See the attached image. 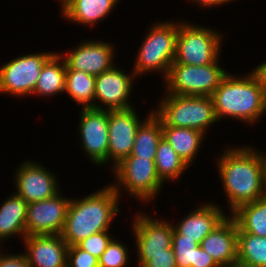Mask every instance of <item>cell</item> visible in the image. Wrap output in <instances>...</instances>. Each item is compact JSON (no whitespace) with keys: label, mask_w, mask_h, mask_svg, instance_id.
<instances>
[{"label":"cell","mask_w":266,"mask_h":267,"mask_svg":"<svg viewBox=\"0 0 266 267\" xmlns=\"http://www.w3.org/2000/svg\"><path fill=\"white\" fill-rule=\"evenodd\" d=\"M237 259L257 267H266V237L243 232L238 227Z\"/></svg>","instance_id":"cell-28"},{"label":"cell","mask_w":266,"mask_h":267,"mask_svg":"<svg viewBox=\"0 0 266 267\" xmlns=\"http://www.w3.org/2000/svg\"><path fill=\"white\" fill-rule=\"evenodd\" d=\"M120 200L110 182L83 198L71 197L61 237L71 246L90 235L111 229L115 217L120 215Z\"/></svg>","instance_id":"cell-2"},{"label":"cell","mask_w":266,"mask_h":267,"mask_svg":"<svg viewBox=\"0 0 266 267\" xmlns=\"http://www.w3.org/2000/svg\"><path fill=\"white\" fill-rule=\"evenodd\" d=\"M218 122L230 118L252 126L266 114V104L252 71L242 76L227 73L211 95Z\"/></svg>","instance_id":"cell-3"},{"label":"cell","mask_w":266,"mask_h":267,"mask_svg":"<svg viewBox=\"0 0 266 267\" xmlns=\"http://www.w3.org/2000/svg\"><path fill=\"white\" fill-rule=\"evenodd\" d=\"M60 5V12L69 4L71 0H55Z\"/></svg>","instance_id":"cell-39"},{"label":"cell","mask_w":266,"mask_h":267,"mask_svg":"<svg viewBox=\"0 0 266 267\" xmlns=\"http://www.w3.org/2000/svg\"><path fill=\"white\" fill-rule=\"evenodd\" d=\"M220 58L221 56L214 63L204 66L172 63L167 77L162 80L164 93L211 96L228 73L225 68L221 67Z\"/></svg>","instance_id":"cell-8"},{"label":"cell","mask_w":266,"mask_h":267,"mask_svg":"<svg viewBox=\"0 0 266 267\" xmlns=\"http://www.w3.org/2000/svg\"><path fill=\"white\" fill-rule=\"evenodd\" d=\"M121 0H71L60 16L67 22L80 26L96 27L112 14ZM95 25V26H93Z\"/></svg>","instance_id":"cell-20"},{"label":"cell","mask_w":266,"mask_h":267,"mask_svg":"<svg viewBox=\"0 0 266 267\" xmlns=\"http://www.w3.org/2000/svg\"><path fill=\"white\" fill-rule=\"evenodd\" d=\"M71 198L60 191L46 200L27 204L26 236L61 234Z\"/></svg>","instance_id":"cell-16"},{"label":"cell","mask_w":266,"mask_h":267,"mask_svg":"<svg viewBox=\"0 0 266 267\" xmlns=\"http://www.w3.org/2000/svg\"><path fill=\"white\" fill-rule=\"evenodd\" d=\"M139 212L131 220L137 254H167L172 248L173 224L166 218Z\"/></svg>","instance_id":"cell-14"},{"label":"cell","mask_w":266,"mask_h":267,"mask_svg":"<svg viewBox=\"0 0 266 267\" xmlns=\"http://www.w3.org/2000/svg\"><path fill=\"white\" fill-rule=\"evenodd\" d=\"M228 215L220 204H214L211 200L193 208L188 215L180 221L174 222V229L185 238L195 240L199 245L202 240L211 233Z\"/></svg>","instance_id":"cell-18"},{"label":"cell","mask_w":266,"mask_h":267,"mask_svg":"<svg viewBox=\"0 0 266 267\" xmlns=\"http://www.w3.org/2000/svg\"><path fill=\"white\" fill-rule=\"evenodd\" d=\"M182 20L179 22L173 63L199 66L214 63L222 54L223 33L207 25H194Z\"/></svg>","instance_id":"cell-7"},{"label":"cell","mask_w":266,"mask_h":267,"mask_svg":"<svg viewBox=\"0 0 266 267\" xmlns=\"http://www.w3.org/2000/svg\"><path fill=\"white\" fill-rule=\"evenodd\" d=\"M153 112L162 126L197 129L204 134L219 123L211 96H185L164 93Z\"/></svg>","instance_id":"cell-5"},{"label":"cell","mask_w":266,"mask_h":267,"mask_svg":"<svg viewBox=\"0 0 266 267\" xmlns=\"http://www.w3.org/2000/svg\"><path fill=\"white\" fill-rule=\"evenodd\" d=\"M53 53H25L5 62L0 67V94L18 98L32 96L42 67Z\"/></svg>","instance_id":"cell-9"},{"label":"cell","mask_w":266,"mask_h":267,"mask_svg":"<svg viewBox=\"0 0 266 267\" xmlns=\"http://www.w3.org/2000/svg\"><path fill=\"white\" fill-rule=\"evenodd\" d=\"M67 64L64 57L55 51L44 63L42 72L32 94L33 96L54 97L64 93Z\"/></svg>","instance_id":"cell-22"},{"label":"cell","mask_w":266,"mask_h":267,"mask_svg":"<svg viewBox=\"0 0 266 267\" xmlns=\"http://www.w3.org/2000/svg\"><path fill=\"white\" fill-rule=\"evenodd\" d=\"M162 132L163 138L172 149L188 166H191L200 152L199 149H201L206 134L197 129L171 126H162Z\"/></svg>","instance_id":"cell-23"},{"label":"cell","mask_w":266,"mask_h":267,"mask_svg":"<svg viewBox=\"0 0 266 267\" xmlns=\"http://www.w3.org/2000/svg\"><path fill=\"white\" fill-rule=\"evenodd\" d=\"M113 238L98 259L99 267H127L130 263V250L124 241Z\"/></svg>","instance_id":"cell-30"},{"label":"cell","mask_w":266,"mask_h":267,"mask_svg":"<svg viewBox=\"0 0 266 267\" xmlns=\"http://www.w3.org/2000/svg\"><path fill=\"white\" fill-rule=\"evenodd\" d=\"M73 49V50H72ZM115 46L107 41L83 39L75 47L66 52L59 53L64 57L67 69L84 71L92 76H97L111 69L115 62Z\"/></svg>","instance_id":"cell-15"},{"label":"cell","mask_w":266,"mask_h":267,"mask_svg":"<svg viewBox=\"0 0 266 267\" xmlns=\"http://www.w3.org/2000/svg\"><path fill=\"white\" fill-rule=\"evenodd\" d=\"M137 267H177L173 248L167 254H137Z\"/></svg>","instance_id":"cell-32"},{"label":"cell","mask_w":266,"mask_h":267,"mask_svg":"<svg viewBox=\"0 0 266 267\" xmlns=\"http://www.w3.org/2000/svg\"><path fill=\"white\" fill-rule=\"evenodd\" d=\"M155 166L159 179L165 185L166 181L180 180L184 172L190 168L162 137L157 146Z\"/></svg>","instance_id":"cell-26"},{"label":"cell","mask_w":266,"mask_h":267,"mask_svg":"<svg viewBox=\"0 0 266 267\" xmlns=\"http://www.w3.org/2000/svg\"><path fill=\"white\" fill-rule=\"evenodd\" d=\"M231 216L243 232L266 237V196L240 206Z\"/></svg>","instance_id":"cell-27"},{"label":"cell","mask_w":266,"mask_h":267,"mask_svg":"<svg viewBox=\"0 0 266 267\" xmlns=\"http://www.w3.org/2000/svg\"><path fill=\"white\" fill-rule=\"evenodd\" d=\"M112 173L115 182L110 184L120 198L127 192L128 196L131 195L130 197L136 201L149 205L150 201L153 202L155 198L160 197L159 192L164 187L158 177L154 160L128 156L112 170ZM123 189L125 193H122Z\"/></svg>","instance_id":"cell-6"},{"label":"cell","mask_w":266,"mask_h":267,"mask_svg":"<svg viewBox=\"0 0 266 267\" xmlns=\"http://www.w3.org/2000/svg\"><path fill=\"white\" fill-rule=\"evenodd\" d=\"M162 137L161 119L152 112L140 124L130 156L154 160L157 153L158 143Z\"/></svg>","instance_id":"cell-24"},{"label":"cell","mask_w":266,"mask_h":267,"mask_svg":"<svg viewBox=\"0 0 266 267\" xmlns=\"http://www.w3.org/2000/svg\"><path fill=\"white\" fill-rule=\"evenodd\" d=\"M134 107L128 109L108 110V163L110 172L125 158L130 156L135 136L140 124L153 112L146 113L141 119Z\"/></svg>","instance_id":"cell-12"},{"label":"cell","mask_w":266,"mask_h":267,"mask_svg":"<svg viewBox=\"0 0 266 267\" xmlns=\"http://www.w3.org/2000/svg\"><path fill=\"white\" fill-rule=\"evenodd\" d=\"M5 251H0V267H30L24 252L8 254Z\"/></svg>","instance_id":"cell-34"},{"label":"cell","mask_w":266,"mask_h":267,"mask_svg":"<svg viewBox=\"0 0 266 267\" xmlns=\"http://www.w3.org/2000/svg\"><path fill=\"white\" fill-rule=\"evenodd\" d=\"M27 202L14 192L5 198L0 205V244L10 238L26 236Z\"/></svg>","instance_id":"cell-21"},{"label":"cell","mask_w":266,"mask_h":267,"mask_svg":"<svg viewBox=\"0 0 266 267\" xmlns=\"http://www.w3.org/2000/svg\"><path fill=\"white\" fill-rule=\"evenodd\" d=\"M109 232L110 230H107L90 235L86 239L80 241L77 246L99 259L107 249L110 241L114 238L113 234Z\"/></svg>","instance_id":"cell-31"},{"label":"cell","mask_w":266,"mask_h":267,"mask_svg":"<svg viewBox=\"0 0 266 267\" xmlns=\"http://www.w3.org/2000/svg\"><path fill=\"white\" fill-rule=\"evenodd\" d=\"M194 267H220L217 262L199 245L196 247Z\"/></svg>","instance_id":"cell-35"},{"label":"cell","mask_w":266,"mask_h":267,"mask_svg":"<svg viewBox=\"0 0 266 267\" xmlns=\"http://www.w3.org/2000/svg\"><path fill=\"white\" fill-rule=\"evenodd\" d=\"M250 146H228L215 160L222 190L228 199V215L266 196V154Z\"/></svg>","instance_id":"cell-1"},{"label":"cell","mask_w":266,"mask_h":267,"mask_svg":"<svg viewBox=\"0 0 266 267\" xmlns=\"http://www.w3.org/2000/svg\"><path fill=\"white\" fill-rule=\"evenodd\" d=\"M79 144L94 166L108 164V110L81 108L79 111Z\"/></svg>","instance_id":"cell-10"},{"label":"cell","mask_w":266,"mask_h":267,"mask_svg":"<svg viewBox=\"0 0 266 267\" xmlns=\"http://www.w3.org/2000/svg\"><path fill=\"white\" fill-rule=\"evenodd\" d=\"M80 108H94L95 76L84 71L66 70L64 93Z\"/></svg>","instance_id":"cell-25"},{"label":"cell","mask_w":266,"mask_h":267,"mask_svg":"<svg viewBox=\"0 0 266 267\" xmlns=\"http://www.w3.org/2000/svg\"><path fill=\"white\" fill-rule=\"evenodd\" d=\"M199 244L195 240L185 238L175 229L172 235V248L175 253L177 267H194L196 247Z\"/></svg>","instance_id":"cell-29"},{"label":"cell","mask_w":266,"mask_h":267,"mask_svg":"<svg viewBox=\"0 0 266 267\" xmlns=\"http://www.w3.org/2000/svg\"><path fill=\"white\" fill-rule=\"evenodd\" d=\"M227 267H257L255 265H250L247 263H244L238 259H236L233 263H231L229 266Z\"/></svg>","instance_id":"cell-38"},{"label":"cell","mask_w":266,"mask_h":267,"mask_svg":"<svg viewBox=\"0 0 266 267\" xmlns=\"http://www.w3.org/2000/svg\"><path fill=\"white\" fill-rule=\"evenodd\" d=\"M234 0H190V2L193 4H196L198 7L200 8H215L218 6H223L226 5L228 3H232ZM237 0H235L234 2H236ZM189 2V0H188ZM195 2V3H194Z\"/></svg>","instance_id":"cell-37"},{"label":"cell","mask_w":266,"mask_h":267,"mask_svg":"<svg viewBox=\"0 0 266 267\" xmlns=\"http://www.w3.org/2000/svg\"><path fill=\"white\" fill-rule=\"evenodd\" d=\"M66 267H99V262L97 257L77 245H71L67 250Z\"/></svg>","instance_id":"cell-33"},{"label":"cell","mask_w":266,"mask_h":267,"mask_svg":"<svg viewBox=\"0 0 266 267\" xmlns=\"http://www.w3.org/2000/svg\"><path fill=\"white\" fill-rule=\"evenodd\" d=\"M171 20L155 21L147 29L132 65V71L139 80L148 73L159 72L163 80L167 77L176 54L180 19L176 22Z\"/></svg>","instance_id":"cell-4"},{"label":"cell","mask_w":266,"mask_h":267,"mask_svg":"<svg viewBox=\"0 0 266 267\" xmlns=\"http://www.w3.org/2000/svg\"><path fill=\"white\" fill-rule=\"evenodd\" d=\"M22 243L30 267H66L68 245L60 234L25 236Z\"/></svg>","instance_id":"cell-17"},{"label":"cell","mask_w":266,"mask_h":267,"mask_svg":"<svg viewBox=\"0 0 266 267\" xmlns=\"http://www.w3.org/2000/svg\"><path fill=\"white\" fill-rule=\"evenodd\" d=\"M126 72L125 69L114 65L95 77V109L118 110L134 107L130 98L136 82L133 79L138 77L131 70Z\"/></svg>","instance_id":"cell-13"},{"label":"cell","mask_w":266,"mask_h":267,"mask_svg":"<svg viewBox=\"0 0 266 267\" xmlns=\"http://www.w3.org/2000/svg\"><path fill=\"white\" fill-rule=\"evenodd\" d=\"M251 71L254 73L260 83L263 98L266 104V61H262L261 64L256 65V67Z\"/></svg>","instance_id":"cell-36"},{"label":"cell","mask_w":266,"mask_h":267,"mask_svg":"<svg viewBox=\"0 0 266 267\" xmlns=\"http://www.w3.org/2000/svg\"><path fill=\"white\" fill-rule=\"evenodd\" d=\"M237 238L238 225L228 215L202 240L200 246L220 267H227L237 259Z\"/></svg>","instance_id":"cell-19"},{"label":"cell","mask_w":266,"mask_h":267,"mask_svg":"<svg viewBox=\"0 0 266 267\" xmlns=\"http://www.w3.org/2000/svg\"><path fill=\"white\" fill-rule=\"evenodd\" d=\"M37 162V163H36ZM14 171L16 195L27 203L46 200L61 191L56 173L50 171L37 160L24 159Z\"/></svg>","instance_id":"cell-11"}]
</instances>
